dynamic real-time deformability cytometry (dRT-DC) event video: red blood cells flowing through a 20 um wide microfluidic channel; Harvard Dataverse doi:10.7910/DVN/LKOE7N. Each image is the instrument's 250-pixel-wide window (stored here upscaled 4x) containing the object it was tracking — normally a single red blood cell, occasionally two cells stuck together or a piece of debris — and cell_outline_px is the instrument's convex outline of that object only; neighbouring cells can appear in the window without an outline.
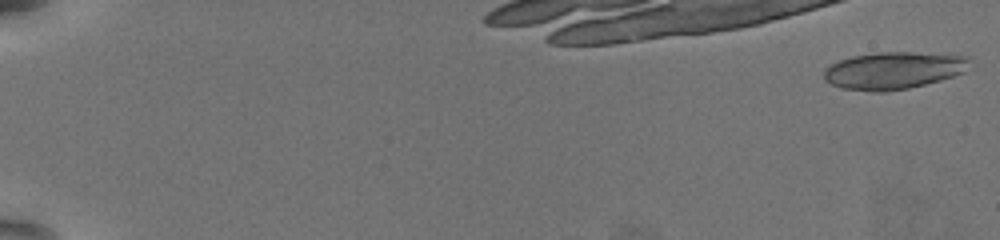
{"species": "common noctule bat (a hibernating species)", "species_latin": "Nyctalus noctula", "temperature_condition": "warm", "stored_images_in_passage": 17, "camera_frame_rate_fps": 3000, "um_per_image_px": 0.085, "animal": {"sex": "female", "body_mass_g": 19.5, "forearm_length_mm": 54.1}, "frame": {"image": 1, "passage_image": 1, "time_ms": 0.0, "image_size_px": [1000, 240], "cell_outline_px": [[968, 60], [964, 72], [940, 80], [908, 88], [884, 92], [872, 92], [844, 88], [832, 84], [824, 80], [824, 72], [832, 64], [840, 60], [852, 56], [880, 52], [912, 52], [968, 56]], "centroid_in_image_um": [75.92, 5.99], "position_along_channel_um": 9.1, "area_um2": 31.15}}